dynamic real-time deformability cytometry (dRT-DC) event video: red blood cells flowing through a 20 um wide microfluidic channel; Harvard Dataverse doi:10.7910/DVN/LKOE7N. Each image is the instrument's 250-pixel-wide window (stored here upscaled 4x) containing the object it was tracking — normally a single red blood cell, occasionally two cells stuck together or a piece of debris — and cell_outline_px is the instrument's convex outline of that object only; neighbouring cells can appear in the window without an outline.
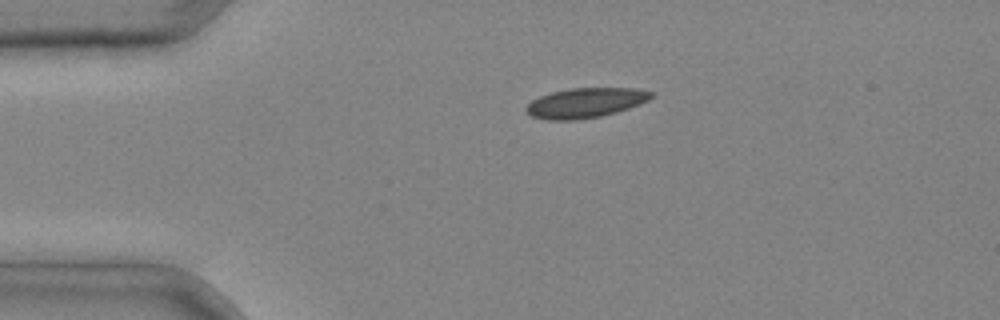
{"species": "common noctule bat (a hibernating species)", "species_latin": "Nyctalus noctula", "temperature_condition": "cold", "stored_images_in_passage": 2, "camera_frame_rate_fps": 3000, "um_per_image_px": 0.085, "animal": {"sex": "male", "body_mass_g": 20.4}, "frame": {"image": 1, "passage_image": 1, "time_ms": 0.0, "image_size_px": [1000, 320], "cell_outline_px": [[656, 92], [648, 100], [640, 104], [616, 112], [600, 116], [580, 120], [548, 120], [532, 116], [524, 108], [532, 100], [540, 96], [552, 92], [572, 88], [636, 88]], "centroid_in_image_um": [49.79, 8.74], "position_along_channel_um": 35.2, "area_um2": 21.73}}